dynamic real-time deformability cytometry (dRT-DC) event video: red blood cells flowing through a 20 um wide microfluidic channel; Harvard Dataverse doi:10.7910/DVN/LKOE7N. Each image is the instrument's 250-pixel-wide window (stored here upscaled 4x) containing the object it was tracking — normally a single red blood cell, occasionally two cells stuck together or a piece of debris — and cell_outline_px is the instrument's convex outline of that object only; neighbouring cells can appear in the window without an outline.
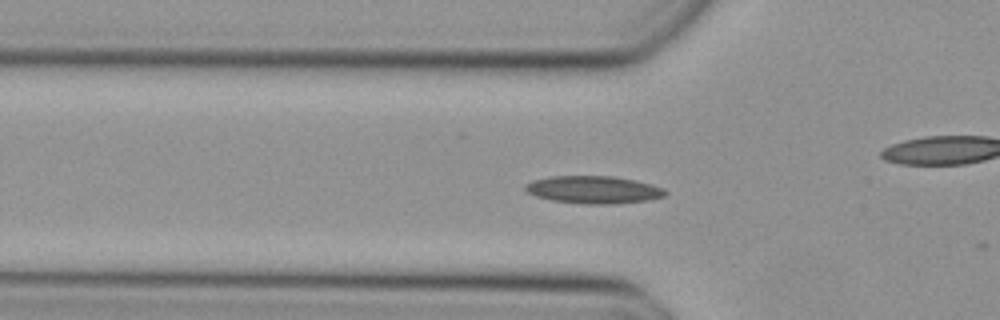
{"species": "Egyptian fruit bat (a non-hibernating species)", "species_latin": "Rousettus aegyptiacus", "temperature_condition": "cold", "stored_images_in_passage": 33, "camera_frame_rate_fps": 3000, "um_per_image_px": 0.085, "animal": {"sex": "female"}, "frame": {"image": 1, "passage_image": 7, "time_ms": 2.0, "image_size_px": [1000, 320], "cell_outline_px": [[668, 192], [664, 196], [648, 200], [612, 204], [588, 204], [552, 200], [536, 196], [528, 192], [524, 188], [524, 184], [532, 180], [552, 176], [612, 176], [632, 180], [648, 184], [660, 188]], "centroid_in_image_um": [50.39, 16.12], "position_along_channel_um": 75.4, "area_um2": 22.14}}
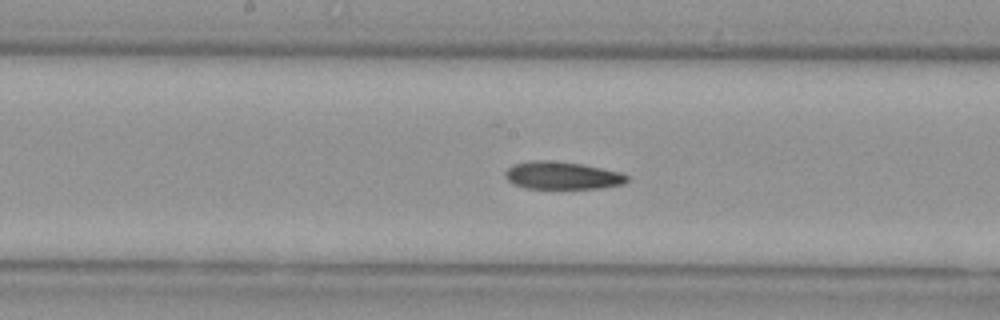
{"frame": {"image": 2, "passage_image": 16, "time_ms": 5.0, "image_size_px": [1000, 320], "cell_outline_px": [[628, 180], [624, 184], [600, 188], [524, 188], [508, 180], [504, 176], [504, 172], [512, 164], [532, 160], [548, 160], [580, 164], [620, 172], [628, 176]], "centroid_in_image_um": [47.76, 14.91], "position_along_channel_um": 200.4, "area_um2": 19.48}}
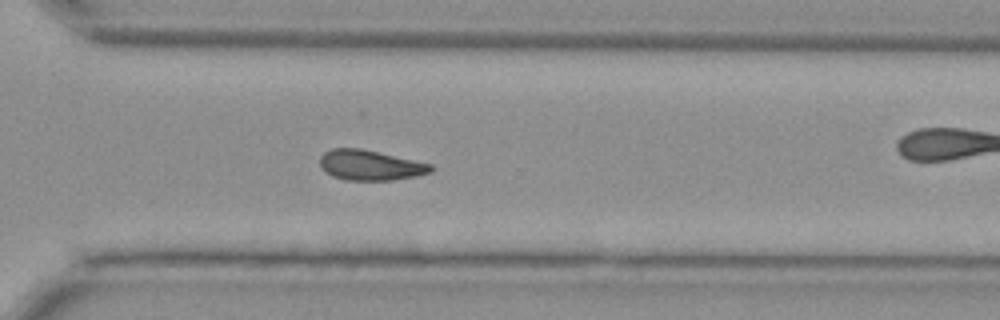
{"frame": {"image": 3, "passage_image": 26, "time_ms": 8.333, "image_size_px": [1000, 320], "cell_outline_px": [[432, 172], [416, 176], [392, 180], [344, 180], [332, 176], [320, 164], [320, 156], [324, 152], [332, 148], [360, 148], [432, 164]], "centroid_in_image_um": [31.47, 14.04], "position_along_channel_um": 339.1, "area_um2": 19.36}}